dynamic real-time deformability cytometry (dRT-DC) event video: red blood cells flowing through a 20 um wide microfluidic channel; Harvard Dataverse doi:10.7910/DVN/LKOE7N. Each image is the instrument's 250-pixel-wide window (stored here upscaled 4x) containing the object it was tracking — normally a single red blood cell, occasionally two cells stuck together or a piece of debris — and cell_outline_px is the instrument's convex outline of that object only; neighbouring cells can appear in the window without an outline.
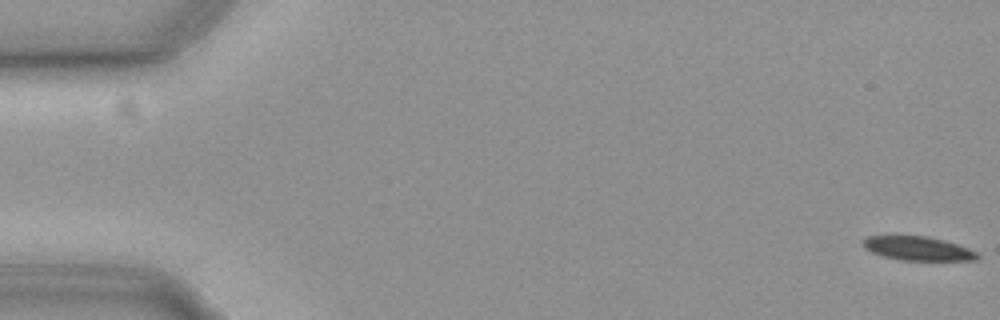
{"species": "common noctule bat (a hibernating species)", "species_latin": "Nyctalus noctula", "temperature_condition": "cold", "stored_images_in_passage": 58, "camera_frame_rate_fps": 3000, "um_per_image_px": 0.085, "animal": {"sex": "female", "body_mass_g": 19.3, "forearm_length_mm": 54.1}, "frame": {"image": 1, "passage_image": 1, "time_ms": 0.0, "image_size_px": [1000, 320], "cell_outline_px": [[980, 256], [976, 260], [900, 260], [884, 256], [872, 252], [864, 248], [860, 244], [860, 240], [868, 236], [928, 236], [944, 240], [968, 248], [976, 252]], "centroid_in_image_um": [77.97, 21.11], "position_along_channel_um": 7.0, "area_um2": 15.95}}
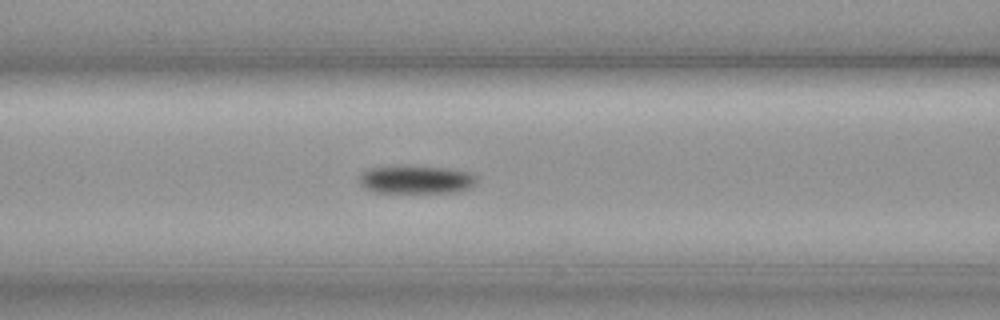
{"frame": {"image": 2, "passage_image": 24, "time_ms": 7.667, "image_size_px": [1000, 320], "cell_outline_px": [[476, 184], [472, 188], [456, 192], [372, 192], [364, 188], [360, 184], [360, 172], [368, 168], [448, 168], [468, 172], [476, 176]], "centroid_in_image_um": [35.39, 15.3], "position_along_channel_um": 131.2, "area_um2": 18.67}}
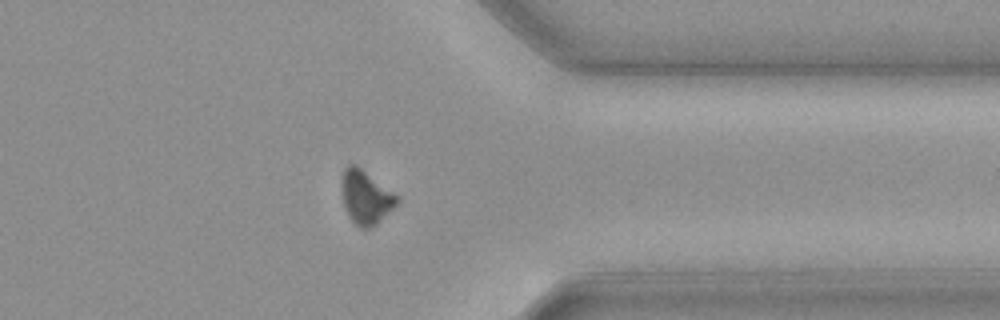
{"frame": {"image": 3, "passage_image": 45, "time_ms": 14.667, "image_size_px": [1000, 320], "cell_outline_px": [[400, 200], [376, 224], [368, 228], [360, 228], [348, 216], [344, 204], [344, 168], [348, 164], [356, 164], [400, 196]], "centroid_in_image_um": [31.14, 16.75], "position_along_channel_um": 380.3, "area_um2": 16.82}, "authors_computed_cell_mechanics": {"area_um2": 18.1781, "velocity_mm_per_s": 3.7037, "shape_relaxation_time_tau1_ms": 5.3198, "shape_relaxation_time_tau2_ms": null, "deformation_change_tau1": 0.1199, "deformation_change_tau2": null}}